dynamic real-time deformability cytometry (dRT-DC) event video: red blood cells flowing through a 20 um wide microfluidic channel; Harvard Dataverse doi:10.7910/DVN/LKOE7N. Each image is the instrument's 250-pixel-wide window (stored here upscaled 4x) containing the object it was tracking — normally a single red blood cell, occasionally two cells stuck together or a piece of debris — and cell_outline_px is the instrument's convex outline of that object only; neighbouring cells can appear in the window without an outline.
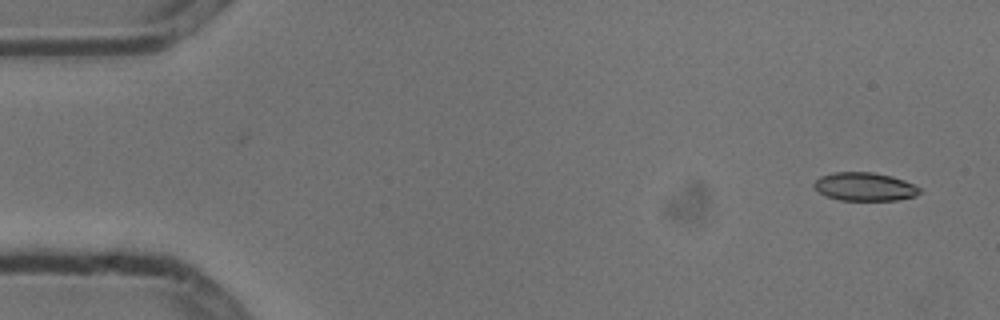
{"species": "common noctule bat (a hibernating species)", "species_latin": "Nyctalus noctula", "temperature_condition": "cold", "stored_images_in_passage": 2, "camera_frame_rate_fps": 3000, "um_per_image_px": 0.085, "animal": {"sex": "male", "body_mass_g": 13.3}, "frame": {"image": 1, "passage_image": 2, "time_ms": 0.333, "image_size_px": [1000, 320], "cell_outline_px": [[920, 192], [916, 196], [896, 200], [840, 200], [828, 196], [820, 192], [812, 184], [820, 176], [836, 172], [872, 172], [892, 176], [904, 180], [920, 188]], "centroid_in_image_um": [73.51, 15.86], "position_along_channel_um": 11.5, "area_um2": 17.28}}